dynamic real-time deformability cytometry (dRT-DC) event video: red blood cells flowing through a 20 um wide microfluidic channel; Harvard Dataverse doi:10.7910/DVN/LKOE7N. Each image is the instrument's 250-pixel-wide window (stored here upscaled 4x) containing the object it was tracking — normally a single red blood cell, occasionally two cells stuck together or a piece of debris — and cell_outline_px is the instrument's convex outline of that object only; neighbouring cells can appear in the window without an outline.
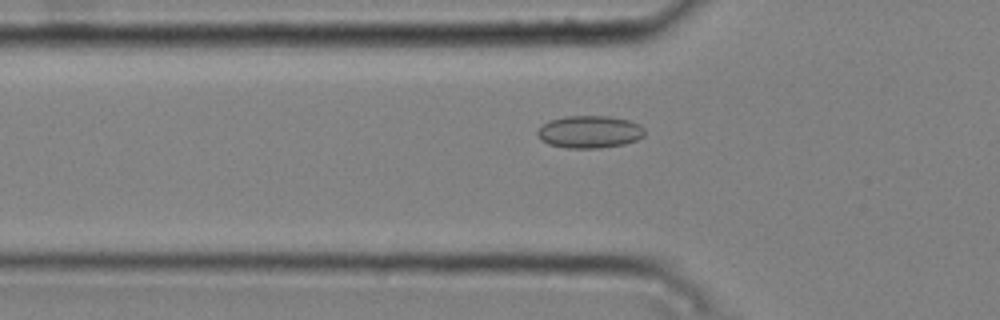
{"species": "common noctule bat (a hibernating species)", "species_latin": "Nyctalus noctula", "temperature_condition": "cold", "stored_images_in_passage": 47, "camera_frame_rate_fps": 3000, "um_per_image_px": 0.085, "animal": {"sex": "male", "body_mass_g": 20.4}, "frame": {"image": 1, "passage_image": 18, "time_ms": 5.667, "image_size_px": [1000, 320], "cell_outline_px": [[644, 136], [636, 140], [624, 144], [600, 148], [568, 148], [548, 144], [540, 140], [536, 132], [548, 120], [564, 116], [608, 116], [628, 120], [640, 124], [644, 128]], "centroid_in_image_um": [50.1, 11.2], "position_along_channel_um": 75.7, "area_um2": 20.35}}
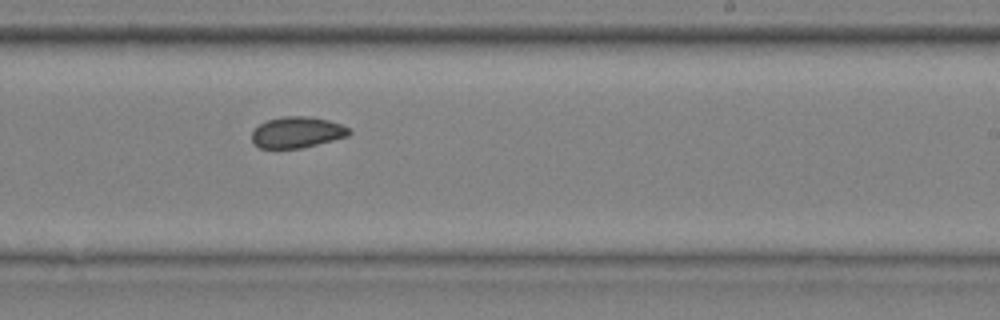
{"frame": {"image": 2, "passage_image": 33, "time_ms": 10.667, "image_size_px": [1000, 320], "cell_outline_px": [[352, 132], [348, 136], [300, 148], [260, 148], [252, 144], [252, 132], [260, 124], [268, 120], [280, 116], [312, 116], [328, 120], [340, 124], [348, 128]], "centroid_in_image_um": [25.23, 11.24], "position_along_channel_um": 263.8, "area_um2": 17.57}}
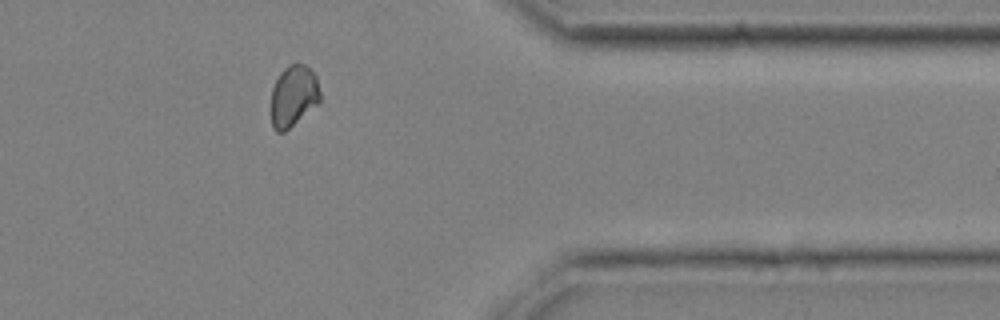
{"frame": {"image": 3, "passage_image": 44, "time_ms": 14.333, "image_size_px": [1000, 320], "cell_outline_px": [[320, 100], [316, 104], [284, 132], [276, 132], [272, 128], [272, 88], [280, 72], [288, 64], [304, 64], [316, 76], [320, 92]], "centroid_in_image_um": [24.93, 8.14], "position_along_channel_um": 386.5, "area_um2": 17.17}, "authors_computed_cell_mechanics": {"area_um2": 18.6694, "velocity_mm_per_s": 3.7629, "shape_relaxation_time_tau1_ms": null, "shape_relaxation_time_tau2_ms": 1.9797, "deformation_change_tau1": null, "deformation_change_tau2": 0.0531}}